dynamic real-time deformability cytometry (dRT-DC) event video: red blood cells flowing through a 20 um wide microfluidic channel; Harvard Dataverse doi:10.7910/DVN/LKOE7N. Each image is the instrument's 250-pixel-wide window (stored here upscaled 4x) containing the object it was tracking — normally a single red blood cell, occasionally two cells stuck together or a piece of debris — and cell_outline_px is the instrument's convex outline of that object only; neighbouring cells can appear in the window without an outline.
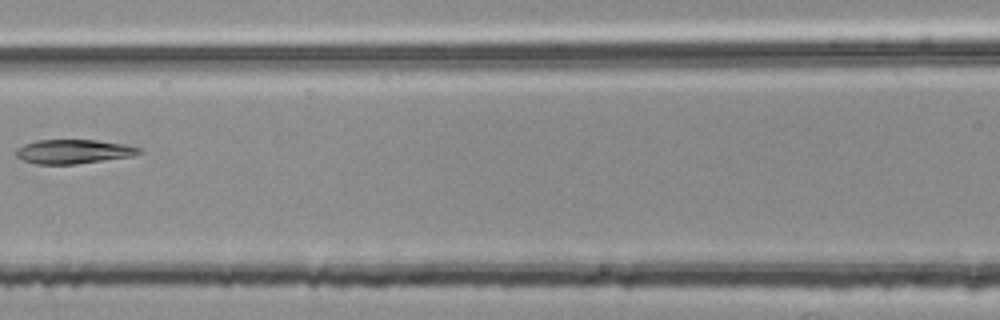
{"species": "common noctule bat (a hibernating species)", "species_latin": "Nyctalus noctula", "temperature_condition": "room temperature", "stored_images_in_passage": 6, "segment_of_instrument_passage": [2, 2], "camera_frame_rate_fps": 3000, "um_per_image_px": 0.085, "animal": {"sex": "female", "body_mass_g": 25.1}, "frame": {"image": 1, "passage_image": 6, "time_ms": 1.667, "image_size_px": [1000, 320], "cell_outline_px": [[144, 152], [132, 156], [76, 164], [36, 164], [20, 160], [16, 156], [16, 148], [24, 144], [36, 140], [96, 140], [124, 144], [140, 148]], "centroid_in_image_um": [6.21, 12.88], "position_along_channel_um": 160.4, "area_um2": 17.4}}